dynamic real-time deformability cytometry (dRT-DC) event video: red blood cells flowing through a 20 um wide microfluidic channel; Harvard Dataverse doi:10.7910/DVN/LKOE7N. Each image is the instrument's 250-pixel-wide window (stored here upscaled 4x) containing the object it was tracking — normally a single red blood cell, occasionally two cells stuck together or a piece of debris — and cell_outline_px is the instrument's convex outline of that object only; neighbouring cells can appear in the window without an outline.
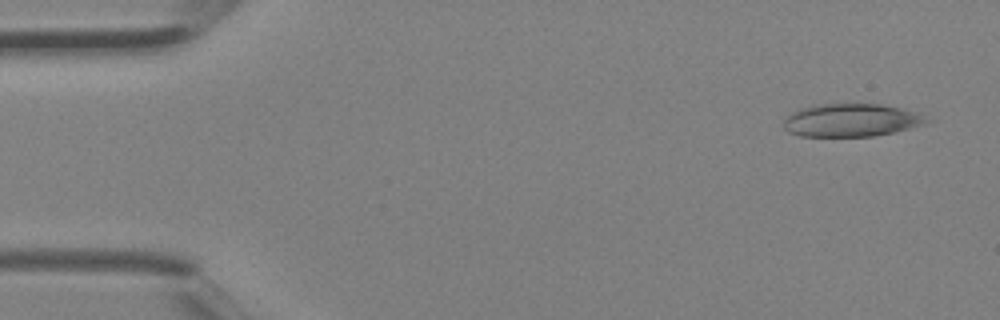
{"species": "Egyptian fruit bat (a non-hibernating species)", "species_latin": "Rousettus aegyptiacus", "temperature_condition": "room temperature", "stored_images_in_passage": 5, "camera_frame_rate_fps": 3000, "um_per_image_px": 0.085, "animal": {"sex": "female"}, "frame": {"image": 1, "passage_image": 1, "time_ms": 0.0, "image_size_px": [1000, 320], "cell_outline_px": [[924, 124], [892, 132], [872, 136], [800, 136], [788, 132], [784, 128], [784, 120], [792, 112], [800, 108], [816, 104], [856, 100], [904, 108], [916, 112], [924, 120]], "centroid_in_image_um": [72.27, 10.16], "position_along_channel_um": 12.7, "area_um2": 27.98}}
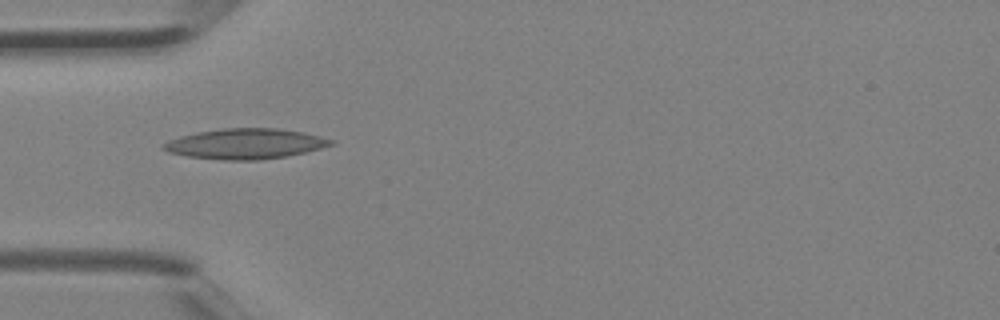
{"frame": {"image": 2, "passage_image": 4, "time_ms": 1.0, "image_size_px": [1000, 320], "cell_outline_px": [[336, 144], [304, 152], [284, 156], [256, 160], [224, 160], [188, 156], [168, 152], [160, 148], [160, 144], [168, 140], [180, 136], [196, 132], [224, 128], [276, 128], [304, 132], [336, 140]], "centroid_in_image_um": [20.83, 12.21], "position_along_channel_um": 64.2, "area_um2": 29.65}}
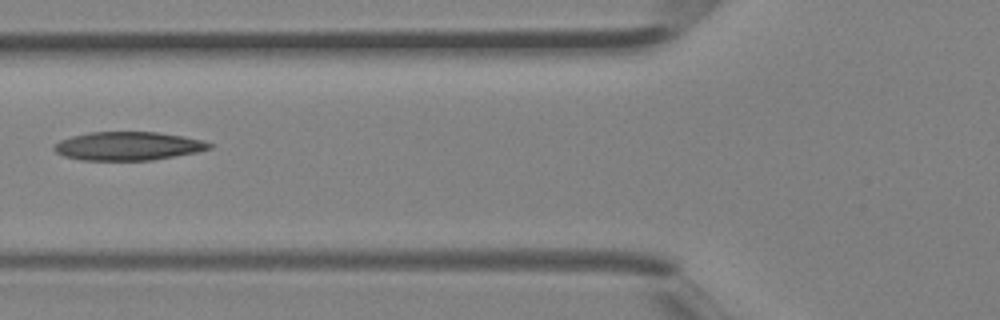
{"frame": {"image": 3, "passage_image": 5, "time_ms": 1.333, "image_size_px": [1000, 320], "cell_outline_px": [[212, 148], [200, 152], [152, 160], [80, 160], [64, 156], [56, 152], [52, 148], [60, 140], [72, 136], [92, 132], [156, 132], [184, 136], [204, 140], [212, 144]], "centroid_in_image_um": [10.93, 12.42], "position_along_channel_um": 114.9, "area_um2": 25.89}}